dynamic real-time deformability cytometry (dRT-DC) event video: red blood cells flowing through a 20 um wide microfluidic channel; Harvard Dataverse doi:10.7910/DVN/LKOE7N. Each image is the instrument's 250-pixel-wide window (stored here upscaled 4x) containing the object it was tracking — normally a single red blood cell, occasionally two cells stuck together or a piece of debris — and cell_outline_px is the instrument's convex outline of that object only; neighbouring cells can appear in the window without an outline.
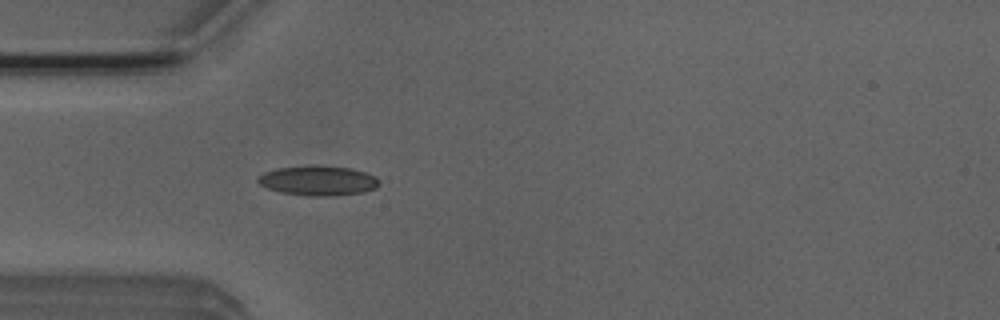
{"species": "Egyptian fruit bat (a non-hibernating species)", "species_latin": "Rousettus aegyptiacus", "temperature_condition": "room temperature", "stored_images_in_passage": 39, "camera_frame_rate_fps": 3000, "um_per_image_px": 0.085, "animal": {"sex": "male"}, "frame": {"image": 1, "passage_image": 2, "time_ms": 0.333, "image_size_px": [1000, 320], "cell_outline_px": [[380, 184], [376, 188], [364, 192], [336, 196], [308, 196], [280, 192], [268, 188], [260, 184], [256, 180], [256, 176], [264, 172], [276, 168], [352, 168], [376, 176], [380, 180]], "centroid_in_image_um": [27.06, 15.4], "position_along_channel_um": 57.9, "area_um2": 20.46}}
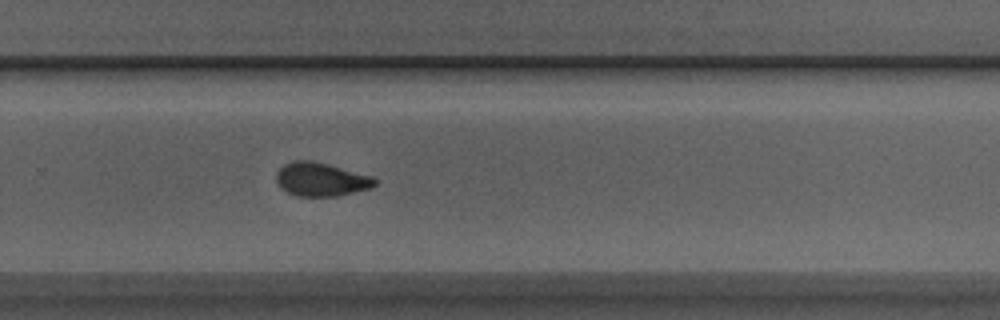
{"frame": {"image": 2, "passage_image": 21, "time_ms": 6.667, "image_size_px": [1000, 320], "cell_outline_px": [[376, 184], [372, 188], [336, 196], [296, 196], [280, 188], [276, 180], [276, 172], [284, 164], [296, 160], [312, 160], [328, 164], [372, 176], [376, 180]], "centroid_in_image_um": [27.27, 15.25], "position_along_channel_um": 302.5, "area_um2": 19.31}}
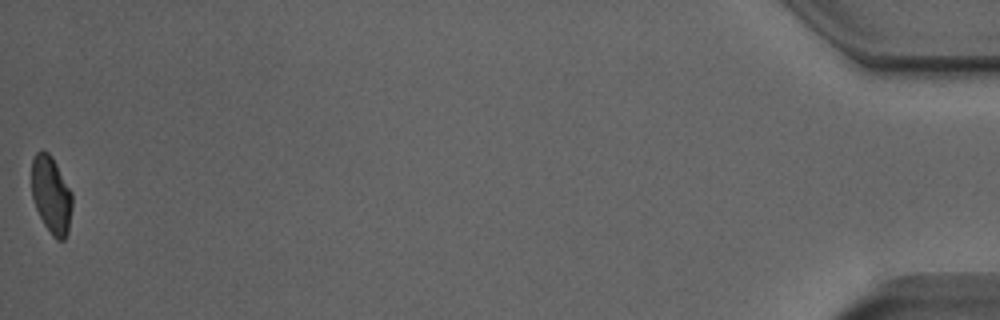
{"frame": {"image": 3, "passage_image": 39, "time_ms": 12.667, "image_size_px": [1000, 320], "cell_outline_px": [[72, 208], [68, 232], [64, 240], [56, 240], [52, 236], [44, 224], [36, 208], [32, 196], [32, 160], [36, 152], [48, 152], [52, 156], [72, 192]], "centroid_in_image_um": [4.37, 16.59], "position_along_channel_um": 430.8, "area_um2": 18.26}, "authors_computed_cell_mechanics": {"area_um2": 19.4208, "velocity_mm_per_s": 3.8973, "shape_relaxation_time_tau1_ms": 4.3549, "shape_relaxation_time_tau2_ms": 1.8723, "deformation_change_tau1": 0.1206, "deformation_change_tau2": 0.0578}}